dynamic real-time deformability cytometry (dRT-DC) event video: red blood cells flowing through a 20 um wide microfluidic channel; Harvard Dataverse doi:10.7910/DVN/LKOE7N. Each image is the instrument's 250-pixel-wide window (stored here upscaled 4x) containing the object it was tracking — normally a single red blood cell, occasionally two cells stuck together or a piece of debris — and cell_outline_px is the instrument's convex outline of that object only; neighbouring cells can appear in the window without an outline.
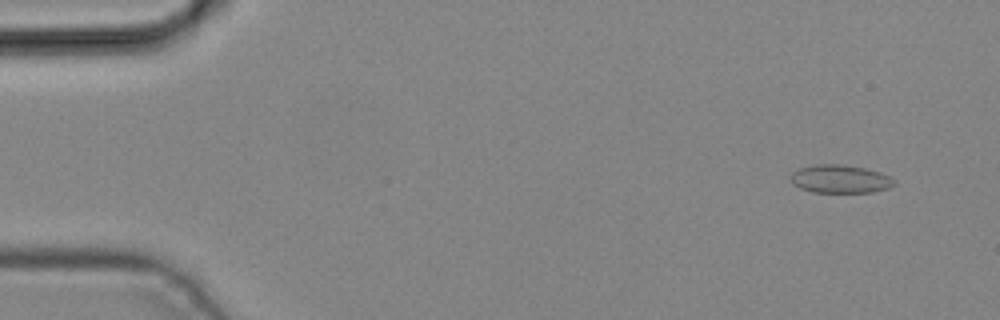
{"species": "common noctule bat (a hibernating species)", "species_latin": "Nyctalus noctula", "temperature_condition": "cold", "stored_images_in_passage": 4, "camera_frame_rate_fps": 3000, "um_per_image_px": 0.085, "animal": {"sex": "male", "body_mass_g": 19.2, "forearm_length_mm": 51.8}, "frame": {"image": 1, "passage_image": 1, "time_ms": 0.0, "image_size_px": [1000, 320], "cell_outline_px": [[896, 184], [888, 188], [872, 192], [812, 192], [800, 188], [792, 184], [792, 172], [800, 168], [816, 164], [840, 164], [864, 168], [880, 172], [896, 180]], "centroid_in_image_um": [71.43, 15.21], "position_along_channel_um": 13.6, "area_um2": 16.94}}
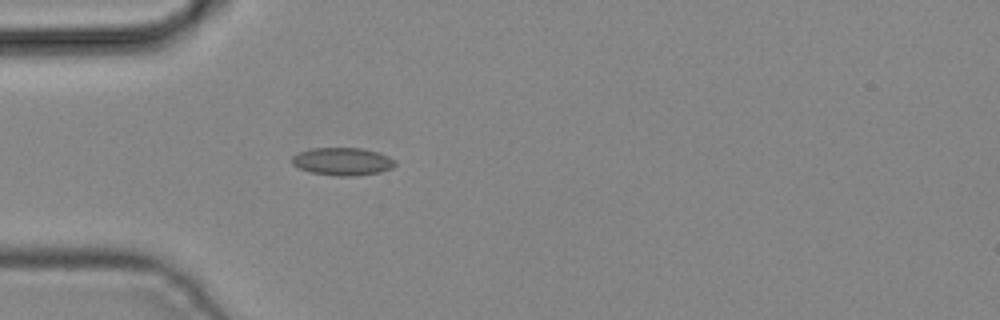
{"frame": {"image": 2, "passage_image": 4, "time_ms": 1.0, "image_size_px": [1000, 320], "cell_outline_px": [[396, 164], [392, 168], [380, 172], [348, 176], [336, 176], [312, 172], [300, 168], [292, 164], [292, 156], [300, 152], [312, 148], [360, 148], [376, 152], [388, 156], [396, 160]], "centroid_in_image_um": [29.12, 13.72], "position_along_channel_um": 55.9, "area_um2": 16.47}}